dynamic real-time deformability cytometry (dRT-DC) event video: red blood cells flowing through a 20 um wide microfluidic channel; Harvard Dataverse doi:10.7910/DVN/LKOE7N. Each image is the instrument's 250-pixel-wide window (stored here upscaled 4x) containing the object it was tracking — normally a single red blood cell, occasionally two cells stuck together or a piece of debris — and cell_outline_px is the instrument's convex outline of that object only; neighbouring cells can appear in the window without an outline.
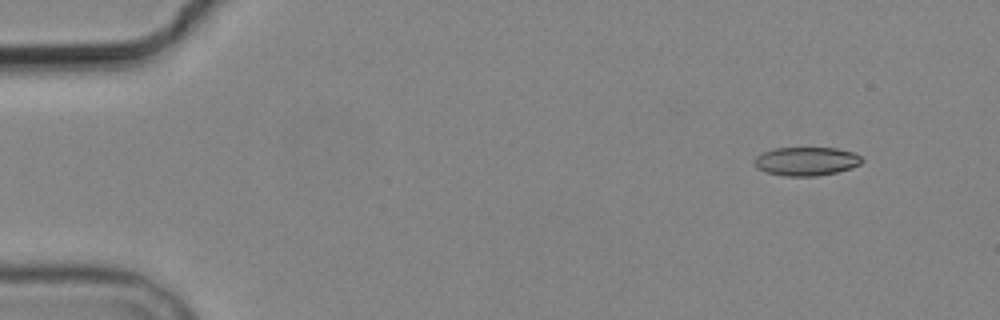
{"species": "common noctule bat (a hibernating species)", "species_latin": "Nyctalus noctula", "temperature_condition": "cold", "stored_images_in_passage": 7, "camera_frame_rate_fps": 3000, "um_per_image_px": 0.085, "animal": {"sex": "male", "body_mass_g": 19.2, "forearm_length_mm": 51.8}, "frame": {"image": 1, "passage_image": 2, "time_ms": 1.667, "image_size_px": [1000, 320], "cell_outline_px": [[864, 160], [860, 164], [852, 168], [836, 172], [816, 176], [784, 176], [764, 172], [756, 168], [756, 156], [764, 152], [776, 148], [836, 148], [856, 152]], "centroid_in_image_um": [68.57, 13.71], "position_along_channel_um": 16.4, "area_um2": 17.98}}
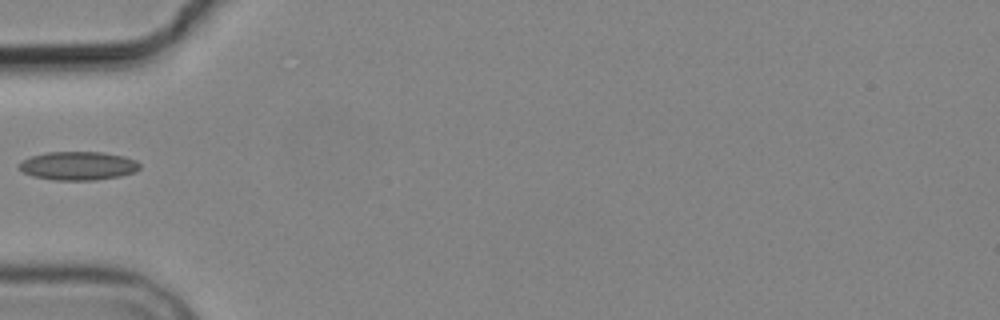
{"frame": {"image": 2, "passage_image": 6, "time_ms": 6.333, "image_size_px": [1000, 320], "cell_outline_px": [[140, 168], [136, 172], [120, 176], [96, 180], [52, 180], [32, 176], [24, 172], [20, 168], [20, 164], [24, 160], [32, 156], [48, 152], [100, 152], [124, 156], [136, 160], [140, 164]], "centroid_in_image_um": [6.69, 14.1], "position_along_channel_um": 78.3, "area_um2": 20.0}}
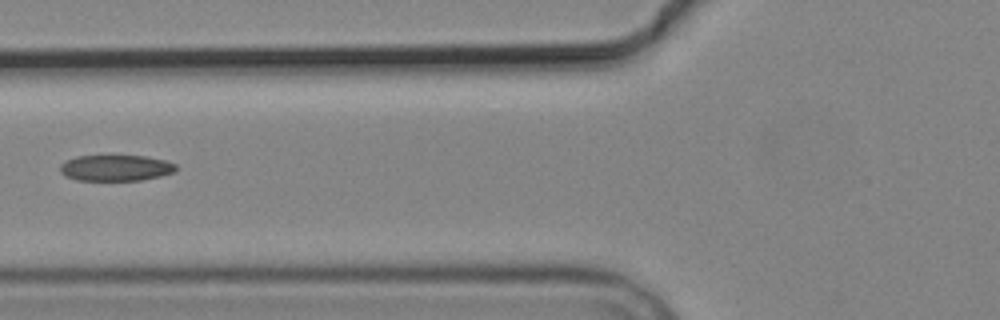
{"frame": {"image": 3, "passage_image": 7, "time_ms": 7.333, "image_size_px": [1000, 320], "cell_outline_px": [[176, 172], [160, 176], [140, 180], [76, 180], [64, 176], [60, 172], [60, 164], [76, 156], [112, 152], [144, 156], [164, 160], [176, 164]], "centroid_in_image_um": [9.81, 14.22], "position_along_channel_um": 116.0, "area_um2": 18.5}}